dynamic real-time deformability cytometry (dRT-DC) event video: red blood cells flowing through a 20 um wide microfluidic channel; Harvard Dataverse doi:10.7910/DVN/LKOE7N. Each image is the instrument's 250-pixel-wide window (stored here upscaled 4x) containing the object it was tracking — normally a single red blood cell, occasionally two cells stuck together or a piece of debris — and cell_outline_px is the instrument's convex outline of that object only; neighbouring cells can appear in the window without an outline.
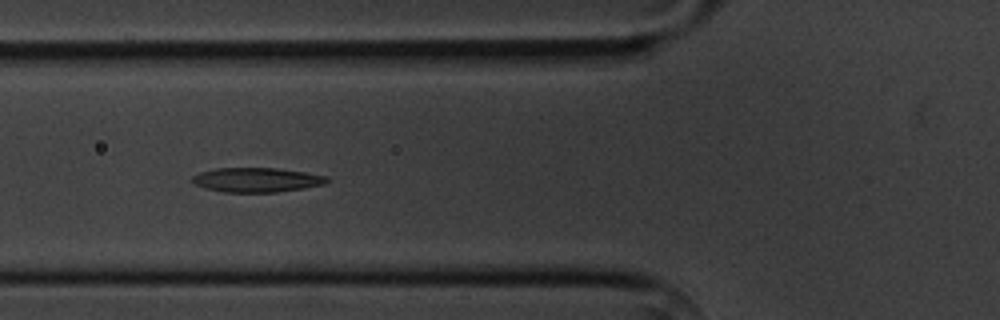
{"species": "common noctule bat (a hibernating species)", "species_latin": "Nyctalus noctula", "temperature_condition": "cold", "stored_images_in_passage": 8, "camera_frame_rate_fps": 3000, "um_per_image_px": 0.085, "animal": {"sex": "male", "body_mass_g": 20.1, "forearm_length_mm": 53.5}, "frame": {"image": 1, "passage_image": 5, "time_ms": 5.333, "image_size_px": [1000, 320], "cell_outline_px": [[332, 180], [324, 184], [304, 188], [276, 192], [224, 192], [204, 188], [192, 184], [192, 176], [200, 172], [216, 168], [276, 168], [304, 172], [328, 176]], "centroid_in_image_um": [21.81, 15.29], "position_along_channel_um": 104.0, "area_um2": 19.31}}
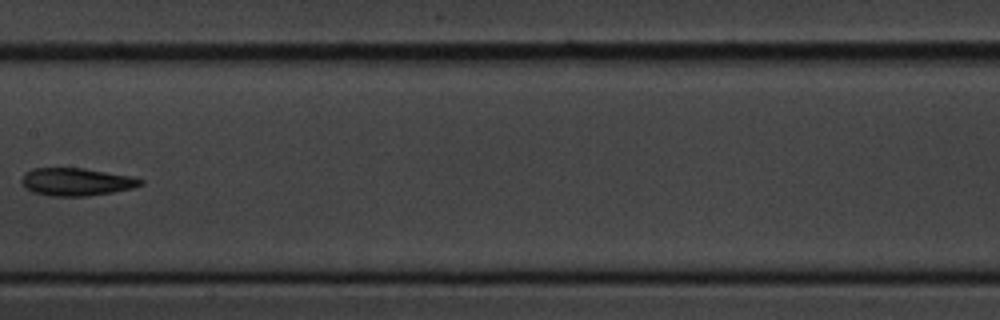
{"frame": {"image": 2, "passage_image": 7, "time_ms": 8.0, "image_size_px": [1000, 320], "cell_outline_px": [[144, 184], [132, 188], [112, 192], [84, 196], [52, 196], [32, 192], [24, 188], [20, 180], [24, 172], [32, 168], [84, 168], [132, 176], [144, 180]], "centroid_in_image_um": [6.46, 15.45], "position_along_channel_um": 200.9, "area_um2": 19.36}}
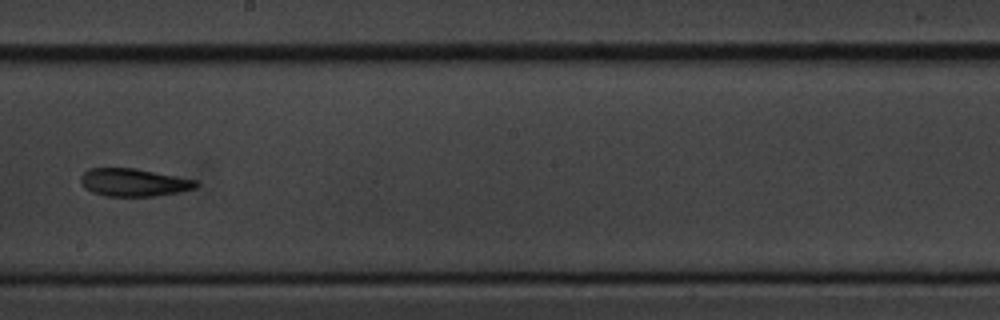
{"frame": {"image": 3, "passage_image": 8, "time_ms": 9.0, "image_size_px": [1000, 320], "cell_outline_px": [[200, 184], [196, 188], [180, 192], [156, 196], [104, 196], [92, 192], [84, 188], [80, 184], [80, 176], [88, 168], [136, 168], [196, 180]], "centroid_in_image_um": [11.35, 15.51], "position_along_channel_um": 236.9, "area_um2": 18.9}}